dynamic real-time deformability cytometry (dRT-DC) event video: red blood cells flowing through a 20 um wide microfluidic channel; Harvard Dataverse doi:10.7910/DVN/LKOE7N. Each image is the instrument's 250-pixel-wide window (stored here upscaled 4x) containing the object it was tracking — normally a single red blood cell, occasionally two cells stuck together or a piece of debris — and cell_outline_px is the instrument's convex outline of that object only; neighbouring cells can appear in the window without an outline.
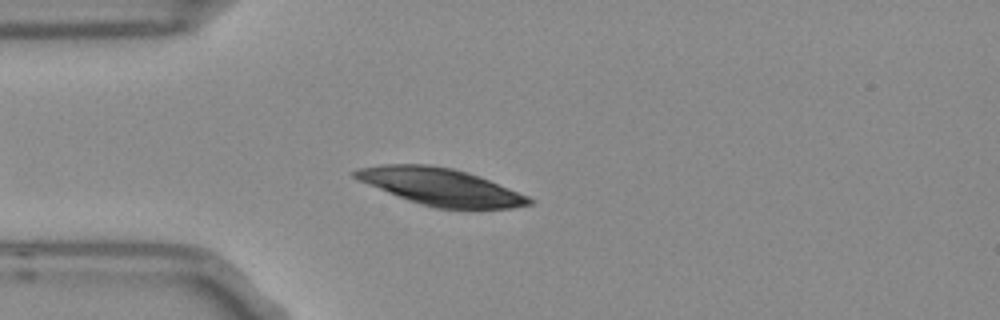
{"species": "Egyptian fruit bat (a non-hibernating species)", "species_latin": "Rousettus aegyptiacus", "temperature_condition": "room temperature", "stored_images_in_passage": 5, "camera_frame_rate_fps": 3000, "um_per_image_px": 0.085, "frame": {"image": 1, "passage_image": 4, "time_ms": 1.0, "image_size_px": [1000, 320], "cell_outline_px": [[536, 200], [532, 204], [512, 208], [436, 208], [420, 204], [408, 200], [356, 180], [352, 176], [352, 172], [356, 168], [380, 164], [428, 164], [452, 168], [468, 172], [480, 176], [528, 196]], "centroid_in_image_um": [37.42, 15.86], "position_along_channel_um": 47.6, "area_um2": 37.63}}